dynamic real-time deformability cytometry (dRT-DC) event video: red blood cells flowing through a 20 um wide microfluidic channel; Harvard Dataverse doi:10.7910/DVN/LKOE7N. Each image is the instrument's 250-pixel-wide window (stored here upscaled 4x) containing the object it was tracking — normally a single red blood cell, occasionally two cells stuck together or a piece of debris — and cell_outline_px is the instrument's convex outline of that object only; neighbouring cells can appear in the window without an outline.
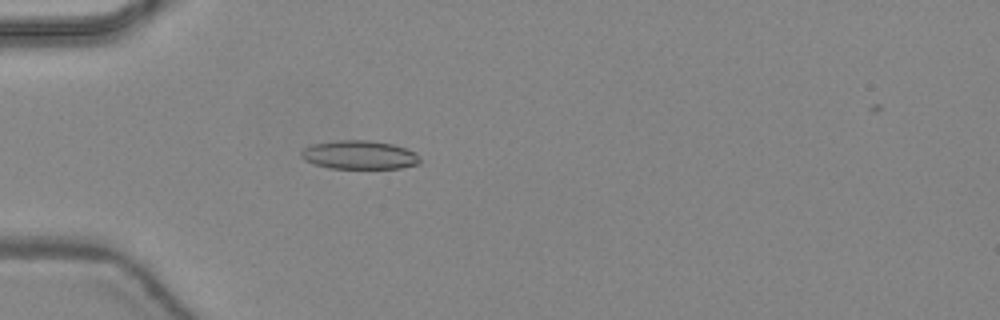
{"species": "common noctule bat (a hibernating species)", "species_latin": "Nyctalus noctula", "temperature_condition": "warm", "stored_images_in_passage": 47, "camera_frame_rate_fps": 3000, "um_per_image_px": 0.085, "animal": {"sex": "female", "body_mass_g": 24.6, "forearm_length_mm": 56.2}, "frame": {"image": 1, "passage_image": 15, "time_ms": 4.667, "image_size_px": [1000, 320], "cell_outline_px": [[420, 164], [400, 168], [328, 168], [304, 160], [300, 156], [300, 152], [304, 148], [312, 144], [336, 140], [368, 140], [392, 144], [416, 152], [420, 160]], "centroid_in_image_um": [30.53, 13.16], "position_along_channel_um": 54.5, "area_um2": 19.83}}
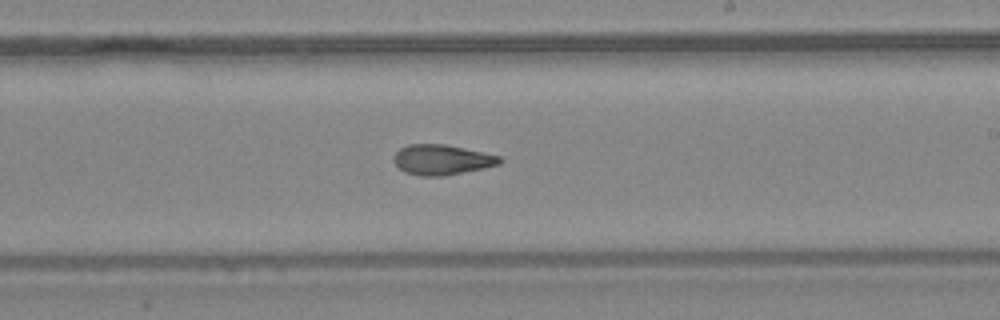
{"frame": {"image": 2, "passage_image": 29, "time_ms": 9.333, "image_size_px": [1000, 320], "cell_outline_px": [[504, 160], [500, 164], [484, 168], [444, 176], [420, 176], [404, 172], [392, 160], [392, 156], [400, 148], [408, 144], [444, 144], [484, 152], [500, 156]], "centroid_in_image_um": [37.55, 13.58], "position_along_channel_um": 251.4, "area_um2": 18.79}}
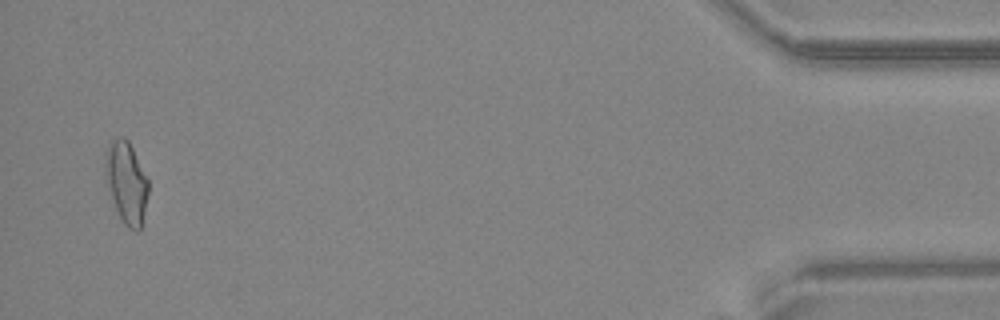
{"frame": {"image": 3, "passage_image": 46, "time_ms": 15.0, "image_size_px": [1000, 320], "cell_outline_px": [[148, 192], [140, 228], [136, 232], [128, 228], [124, 224], [116, 208], [112, 196], [104, 168], [104, 152], [108, 144], [112, 140], [120, 136], [124, 136], [128, 140], [148, 180]], "centroid_in_image_um": [10.73, 15.46], "position_along_channel_um": 424.5, "area_um2": 20.06}, "authors_computed_cell_mechanics": {"area_um2": 19.074, "velocity_mm_per_s": 4.4669, "shape_relaxation_time_tau1_ms": null, "shape_relaxation_time_tau2_ms": 2.2881, "deformation_change_tau1": null, "deformation_change_tau2": 0.0986}}